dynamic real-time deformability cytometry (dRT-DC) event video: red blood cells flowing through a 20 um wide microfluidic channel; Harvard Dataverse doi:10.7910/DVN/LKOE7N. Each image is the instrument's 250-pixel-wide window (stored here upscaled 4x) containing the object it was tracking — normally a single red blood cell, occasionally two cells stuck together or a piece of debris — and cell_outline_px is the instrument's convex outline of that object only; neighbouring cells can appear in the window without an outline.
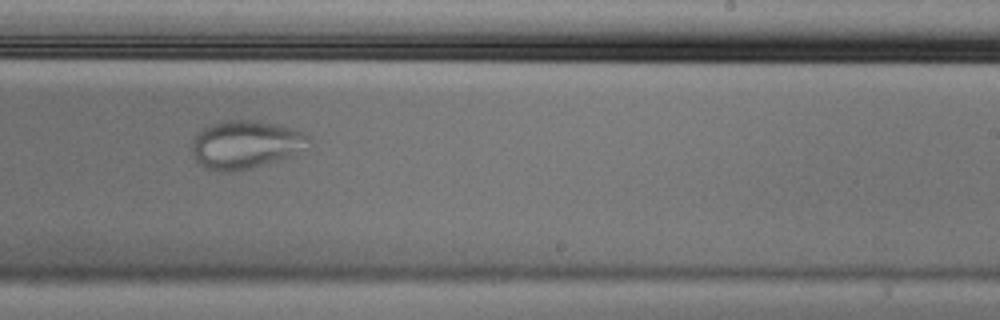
{"species": "Egyptian fruit bat (a non-hibernating species)", "species_latin": "Rousettus aegyptiacus", "temperature_condition": "cold", "stored_images_in_passage": 15, "camera_frame_rate_fps": 3000, "um_per_image_px": 0.085, "animal": {"sex": "male"}, "frame": {"image": 1, "passage_image": 9, "time_ms": 2.667, "image_size_px": [1000, 320], "cell_outline_px": [[312, 144], [292, 156], [280, 160], [252, 168], [232, 172], [220, 172], [204, 168], [196, 160], [192, 152], [192, 140], [204, 128], [212, 124], [228, 120], [252, 120], [292, 128], [308, 136], [312, 140]], "centroid_in_image_um": [20.89, 12.32], "position_along_channel_um": 268.1, "area_um2": 32.77}}